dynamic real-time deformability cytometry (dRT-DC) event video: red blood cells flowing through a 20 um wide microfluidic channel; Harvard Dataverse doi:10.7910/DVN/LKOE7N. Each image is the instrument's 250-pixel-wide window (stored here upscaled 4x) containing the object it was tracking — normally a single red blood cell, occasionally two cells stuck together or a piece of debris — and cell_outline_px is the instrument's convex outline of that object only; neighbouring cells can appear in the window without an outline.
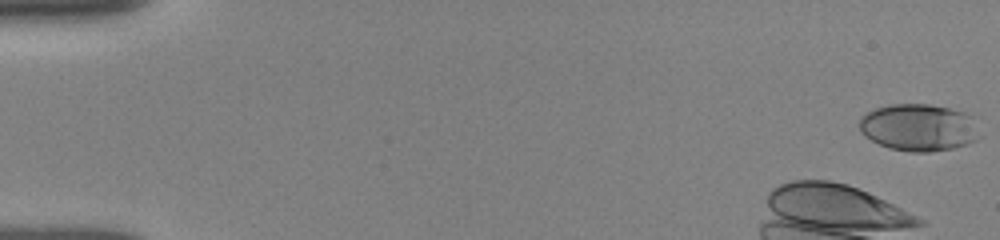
{"species": "human", "species_latin": "Homo sapiens", "temperature_condition": "room temperature", "stored_images_in_passage": 13, "camera_frame_rate_fps": 3000, "um_per_image_px": 0.085, "donor": {"sex": "female"}, "frame": {"image": 1, "passage_image": 1, "time_ms": 0.0, "image_size_px": [1000, 240], "cell_outline_px": [[980, 136], [976, 140], [968, 144], [952, 148], [928, 152], [912, 152], [888, 148], [864, 136], [860, 132], [860, 116], [876, 108], [888, 104], [928, 104], [948, 108], [964, 112], [972, 116]], "centroid_in_image_um": [78.08, 10.83], "position_along_channel_um": 6.9, "area_um2": 33.06}}